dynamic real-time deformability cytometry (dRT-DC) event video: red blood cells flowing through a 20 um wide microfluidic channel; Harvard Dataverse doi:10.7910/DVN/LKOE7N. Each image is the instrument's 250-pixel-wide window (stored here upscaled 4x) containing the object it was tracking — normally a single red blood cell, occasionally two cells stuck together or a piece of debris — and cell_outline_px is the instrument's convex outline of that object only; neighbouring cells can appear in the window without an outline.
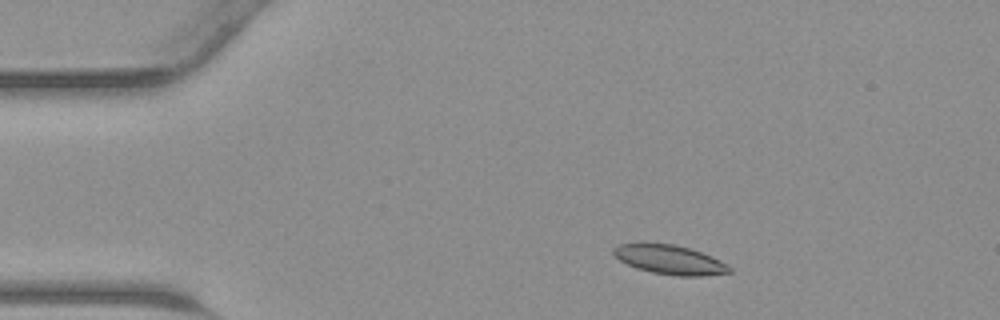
{"species": "common noctule bat (a hibernating species)", "species_latin": "Nyctalus noctula", "temperature_condition": "warm", "stored_images_in_passage": 38, "camera_frame_rate_fps": 3000, "um_per_image_px": 0.085, "animal": {"sex": "male", "body_mass_g": 23.1, "forearm_length_mm": 52.7}, "frame": {"image": 1, "passage_image": 1, "time_ms": 0.0, "image_size_px": [1000, 320], "cell_outline_px": [[732, 272], [704, 276], [676, 276], [652, 272], [636, 268], [620, 260], [612, 252], [612, 248], [620, 244], [676, 244], [712, 256], [728, 264], [732, 268]], "centroid_in_image_um": [56.98, 22.09], "position_along_channel_um": 28.0, "area_um2": 19.59}}
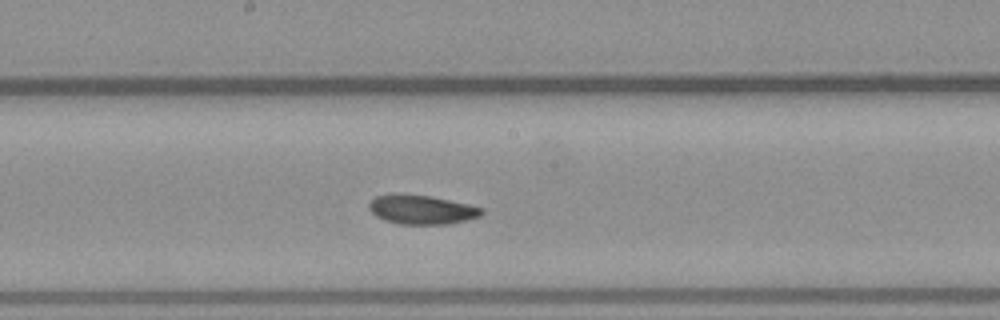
{"frame": {"image": 2, "passage_image": 17, "time_ms": 5.333, "image_size_px": [1000, 320], "cell_outline_px": [[484, 212], [480, 216], [448, 224], [400, 224], [384, 220], [376, 216], [368, 208], [368, 204], [376, 196], [432, 196], [468, 204], [484, 208]], "centroid_in_image_um": [35.89, 17.85], "position_along_channel_um": 212.3, "area_um2": 18.55}}
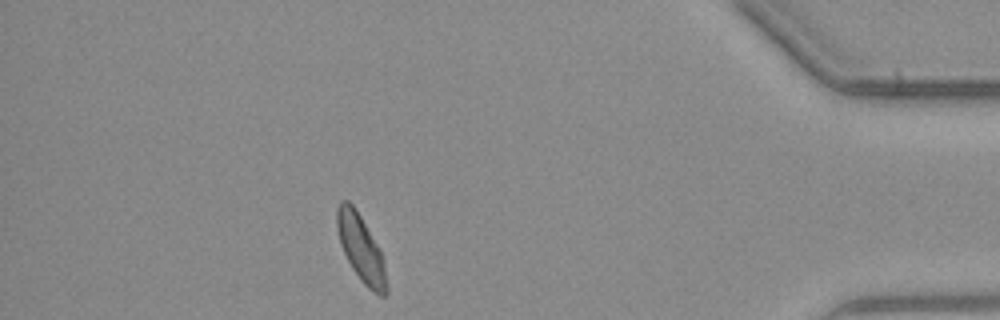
{"frame": {"image": 3, "passage_image": 33, "time_ms": 10.667, "image_size_px": [1000, 320], "cell_outline_px": [[388, 292], [384, 296], [380, 296], [368, 288], [360, 280], [352, 268], [340, 244], [336, 228], [336, 208], [340, 200], [348, 200], [356, 208], [380, 248], [384, 260], [388, 288]], "centroid_in_image_um": [30.68, 21.1], "position_along_channel_um": 404.5, "area_um2": 19.59}}